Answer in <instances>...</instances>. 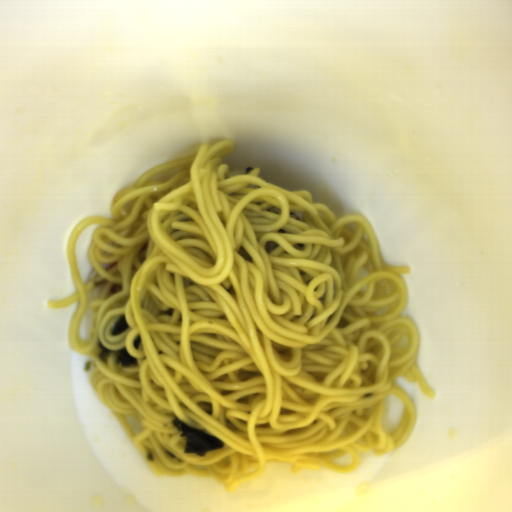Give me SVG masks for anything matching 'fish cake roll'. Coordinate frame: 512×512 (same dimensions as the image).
I'll use <instances>...</instances> for the list:
<instances>
[{
    "instance_id": "obj_3",
    "label": "fish cake roll",
    "mask_w": 512,
    "mask_h": 512,
    "mask_svg": "<svg viewBox=\"0 0 512 512\" xmlns=\"http://www.w3.org/2000/svg\"><path fill=\"white\" fill-rule=\"evenodd\" d=\"M116 263H117V261L114 263H102L101 267L108 271V270L112 269L116 265Z\"/></svg>"
},
{
    "instance_id": "obj_2",
    "label": "fish cake roll",
    "mask_w": 512,
    "mask_h": 512,
    "mask_svg": "<svg viewBox=\"0 0 512 512\" xmlns=\"http://www.w3.org/2000/svg\"><path fill=\"white\" fill-rule=\"evenodd\" d=\"M123 289V286L122 284H113L109 290V294H108V297L109 296H112V295H115V294H118L119 292H121Z\"/></svg>"
},
{
    "instance_id": "obj_4",
    "label": "fish cake roll",
    "mask_w": 512,
    "mask_h": 512,
    "mask_svg": "<svg viewBox=\"0 0 512 512\" xmlns=\"http://www.w3.org/2000/svg\"><path fill=\"white\" fill-rule=\"evenodd\" d=\"M99 275H100V274H99L97 271H95V270L93 269V270H92V272L88 275V277H89V280H91V279H95V278H96V277H98Z\"/></svg>"
},
{
    "instance_id": "obj_1",
    "label": "fish cake roll",
    "mask_w": 512,
    "mask_h": 512,
    "mask_svg": "<svg viewBox=\"0 0 512 512\" xmlns=\"http://www.w3.org/2000/svg\"><path fill=\"white\" fill-rule=\"evenodd\" d=\"M107 281H101L100 283H98L93 289H92V296L93 298H98L100 297L101 293H102V290L105 286Z\"/></svg>"
}]
</instances>
